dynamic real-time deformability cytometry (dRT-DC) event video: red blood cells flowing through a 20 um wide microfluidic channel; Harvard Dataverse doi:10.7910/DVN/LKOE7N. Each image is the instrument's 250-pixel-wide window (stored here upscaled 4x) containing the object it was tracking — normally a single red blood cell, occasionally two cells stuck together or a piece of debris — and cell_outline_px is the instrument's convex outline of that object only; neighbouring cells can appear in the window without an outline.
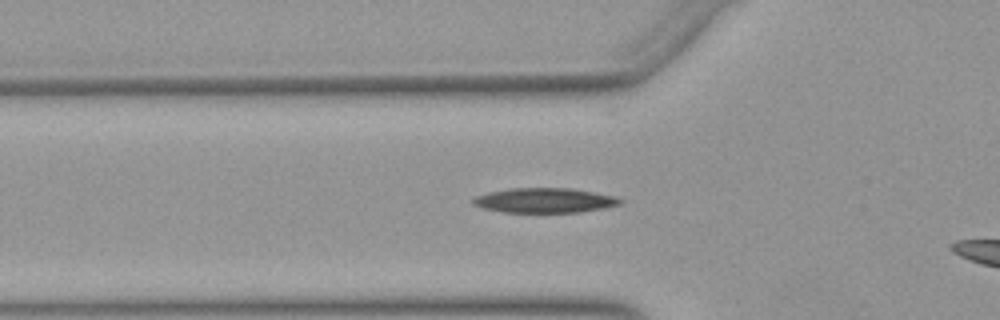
{"species": "Egyptian fruit bat (a non-hibernating species)", "species_latin": "Rousettus aegyptiacus", "temperature_condition": "warm", "stored_images_in_passage": 6, "camera_frame_rate_fps": 3000, "um_per_image_px": 0.085, "animal": {"sex": "female"}, "frame": {"image": 1, "passage_image": 4, "time_ms": 1.0, "image_size_px": [1000, 320], "cell_outline_px": [[624, 200], [620, 204], [580, 212], [504, 212], [484, 208], [472, 204], [472, 200], [476, 196], [488, 192], [508, 188], [572, 188], [616, 196]], "centroid_in_image_um": [46.28, 17.02], "position_along_channel_um": 79.5, "area_um2": 21.15}}